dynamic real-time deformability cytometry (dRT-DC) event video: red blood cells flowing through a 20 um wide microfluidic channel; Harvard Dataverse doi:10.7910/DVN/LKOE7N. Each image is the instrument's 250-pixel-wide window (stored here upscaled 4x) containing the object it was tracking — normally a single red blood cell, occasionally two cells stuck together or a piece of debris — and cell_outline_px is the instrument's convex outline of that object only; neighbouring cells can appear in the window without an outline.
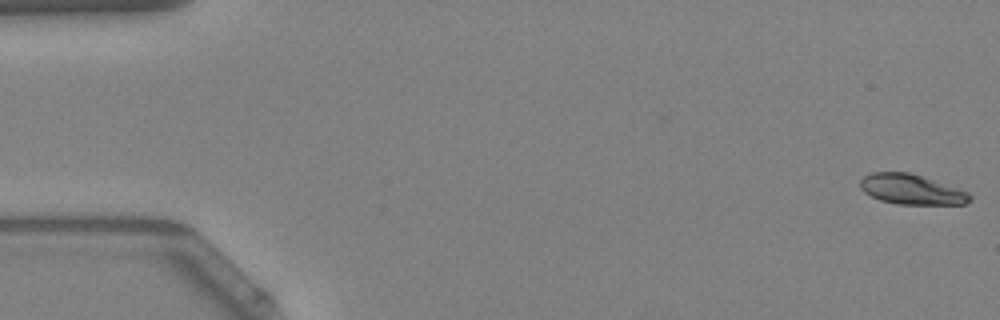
{"species": "Egyptian fruit bat (a non-hibernating species)", "species_latin": "Rousettus aegyptiacus", "temperature_condition": "warm", "stored_images_in_passage": 53, "camera_frame_rate_fps": 3000, "um_per_image_px": 0.085, "animal": {"sex": "female"}, "frame": {"image": 1, "passage_image": 1, "time_ms": 0.0, "image_size_px": [1000, 320], "cell_outline_px": [[972, 196], [964, 204], [900, 204], [880, 200], [864, 192], [860, 188], [860, 180], [864, 176], [872, 172], [908, 172], [968, 192]], "centroid_in_image_um": [77.42, 16.1], "position_along_channel_um": 7.6, "area_um2": 18.79}}
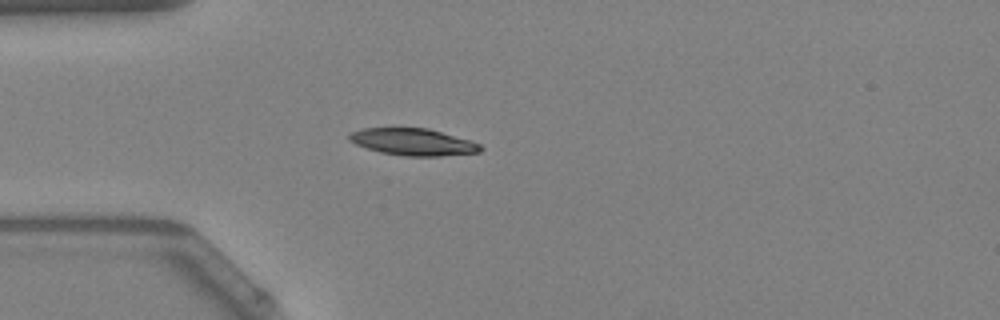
{"frame": {"image": 2, "passage_image": 15, "time_ms": 4.667, "image_size_px": [1000, 320], "cell_outline_px": [[484, 148], [480, 152], [440, 156], [404, 156], [380, 152], [356, 144], [348, 140], [348, 136], [352, 132], [360, 128], [428, 128], [472, 140], [480, 144]], "centroid_in_image_um": [35.14, 12.06], "position_along_channel_um": 49.9, "area_um2": 20.69}}
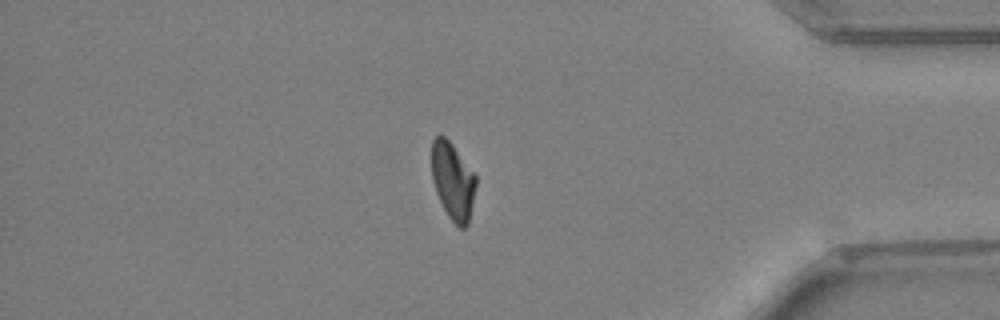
{"frame": {"image": 3, "passage_image": 45, "time_ms": 14.667, "image_size_px": [1000, 320], "cell_outline_px": [[476, 184], [468, 224], [464, 228], [460, 228], [448, 216], [436, 192], [432, 180], [432, 140], [436, 136], [444, 136], [452, 144], [476, 172]], "centroid_in_image_um": [38.5, 15.36], "position_along_channel_um": 396.7, "area_um2": 19.88}, "authors_computed_cell_mechanics": {"area_um2": 20.519, "velocity_mm_per_s": 3.8939, "shape_relaxation_time_tau1_ms": 3.8568, "shape_relaxation_time_tau2_ms": 3.8864, "deformation_change_tau1": 0.1687, "deformation_change_tau2": 0.0878}}